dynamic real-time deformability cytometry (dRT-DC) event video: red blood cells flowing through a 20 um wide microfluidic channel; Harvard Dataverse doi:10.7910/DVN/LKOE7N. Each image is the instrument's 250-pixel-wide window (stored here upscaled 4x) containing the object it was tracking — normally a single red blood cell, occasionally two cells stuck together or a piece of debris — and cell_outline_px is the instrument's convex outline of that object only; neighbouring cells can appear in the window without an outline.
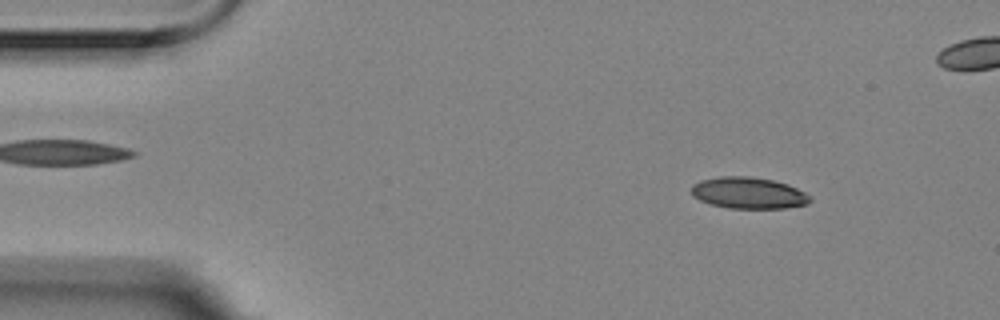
{"species": "Egyptian fruit bat (a non-hibernating species)", "species_latin": "Rousettus aegyptiacus", "temperature_condition": "room temperature", "stored_images_in_passage": 10, "camera_frame_rate_fps": 3000, "um_per_image_px": 0.085, "animal": {"sex": "female"}, "frame": {"image": 1, "passage_image": 1, "time_ms": 0.0, "image_size_px": [1000, 320], "cell_outline_px": [[812, 200], [808, 204], [784, 208], [728, 208], [712, 204], [700, 200], [692, 196], [692, 184], [700, 180], [720, 176], [748, 176], [772, 180], [788, 184], [812, 196]], "centroid_in_image_um": [63.63, 16.4], "position_along_channel_um": 21.4, "area_um2": 21.79}}
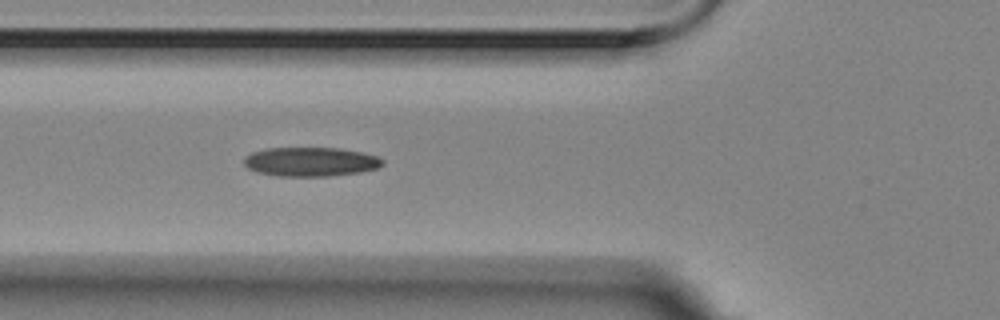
{"frame": {"image": 2, "passage_image": 10, "time_ms": 3.0, "image_size_px": [1000, 320], "cell_outline_px": [[384, 164], [380, 168], [360, 172], [328, 176], [276, 176], [256, 172], [248, 168], [244, 164], [244, 156], [252, 152], [268, 148], [340, 148], [360, 152], [376, 156], [384, 160]], "centroid_in_image_um": [26.4, 13.75], "position_along_channel_um": 99.4, "area_um2": 23.64}}